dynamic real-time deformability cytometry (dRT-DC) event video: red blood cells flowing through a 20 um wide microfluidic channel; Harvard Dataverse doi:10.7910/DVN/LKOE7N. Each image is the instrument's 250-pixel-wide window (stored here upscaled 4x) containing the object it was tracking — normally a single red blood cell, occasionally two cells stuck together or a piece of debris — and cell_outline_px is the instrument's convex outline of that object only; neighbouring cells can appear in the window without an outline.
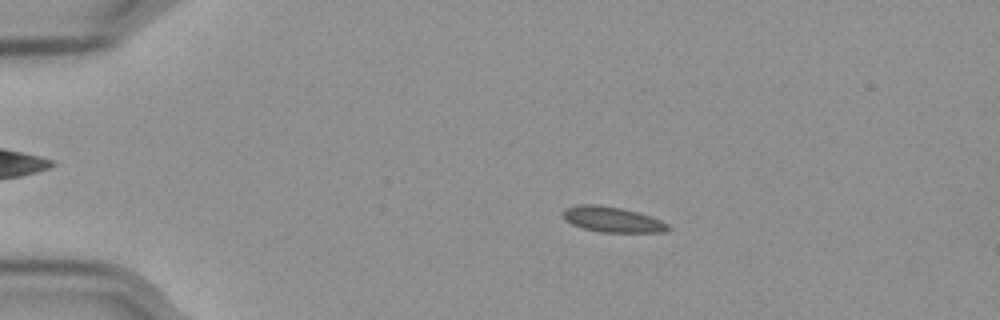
{"species": "Egyptian fruit bat (a non-hibernating species)", "species_latin": "Rousettus aegyptiacus", "temperature_condition": "cold", "stored_images_in_passage": 55, "camera_frame_rate_fps": 3000, "um_per_image_px": 0.085, "frame": {"image": 1, "passage_image": 9, "time_ms": 2.667, "image_size_px": [1000, 320], "cell_outline_px": [[672, 228], [664, 232], [600, 232], [584, 228], [572, 224], [564, 220], [564, 208], [580, 204], [596, 204], [620, 208], [636, 212], [660, 220], [668, 224]], "centroid_in_image_um": [52.03, 18.66], "position_along_channel_um": 33.0, "area_um2": 15.37}}
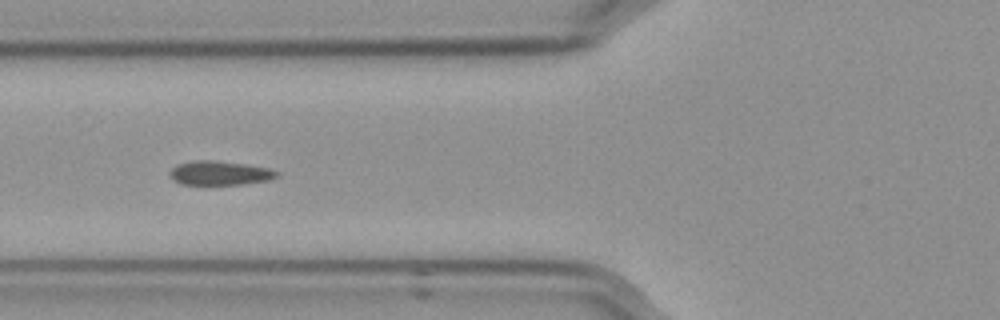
{"frame": {"image": 2, "passage_image": 20, "time_ms": 6.333, "image_size_px": [1000, 320], "cell_outline_px": [[276, 176], [268, 180], [240, 184], [180, 184], [172, 180], [172, 168], [176, 164], [196, 160], [212, 160], [244, 164], [268, 168], [276, 172]], "centroid_in_image_um": [18.63, 14.7], "position_along_channel_um": 107.2, "area_um2": 14.62}}
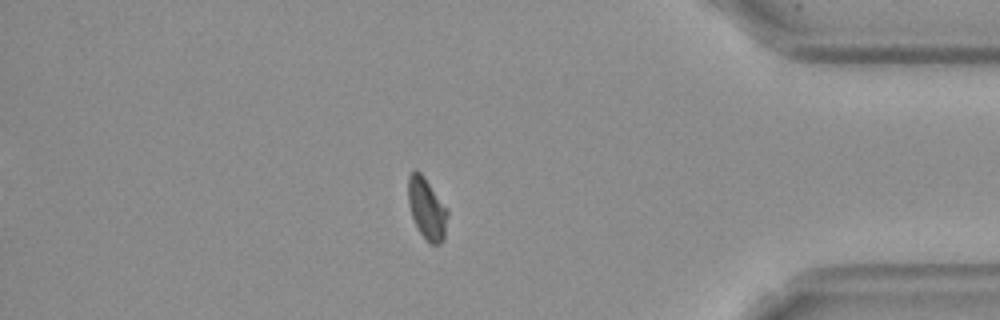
{"frame": {"image": 3, "passage_image": 47, "time_ms": 15.333, "image_size_px": [1000, 320], "cell_outline_px": [[448, 216], [444, 240], [440, 244], [432, 244], [420, 232], [412, 216], [408, 200], [408, 176], [412, 172], [420, 172], [448, 208]], "centroid_in_image_um": [36.31, 17.75], "position_along_channel_um": 398.9, "area_um2": 13.87}}